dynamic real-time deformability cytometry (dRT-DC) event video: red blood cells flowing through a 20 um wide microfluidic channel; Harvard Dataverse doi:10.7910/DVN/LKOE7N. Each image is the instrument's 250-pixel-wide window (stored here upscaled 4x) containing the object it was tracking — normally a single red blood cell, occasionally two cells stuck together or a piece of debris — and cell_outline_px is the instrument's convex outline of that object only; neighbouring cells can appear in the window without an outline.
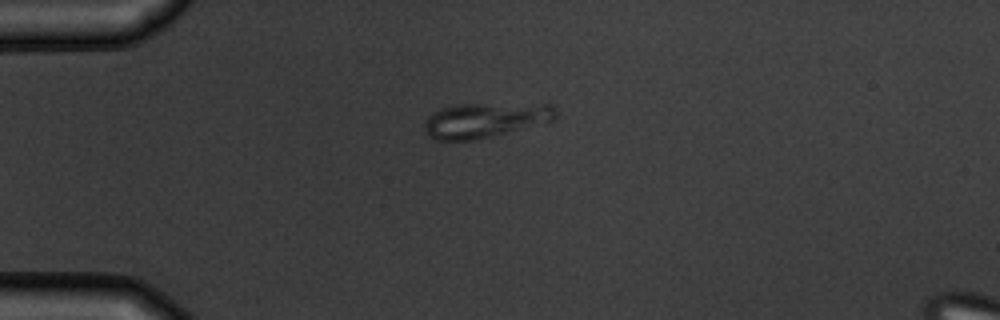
{"species": "common noctule bat (a hibernating species)", "species_latin": "Nyctalus noctula", "temperature_condition": "warm", "stored_images_in_passage": 3, "camera_frame_rate_fps": 3000, "um_per_image_px": 0.085, "animal": {"sex": "male", "body_mass_g": 19.5, "forearm_length_mm": 54.6}, "frame": {"image": 1, "passage_image": 1, "time_ms": 0.0, "image_size_px": [1000, 320], "cell_outline_px": [[556, 116], [552, 120], [472, 140], [436, 140], [428, 136], [424, 132], [424, 120], [432, 112], [440, 108], [452, 104], [552, 104], [556, 108]], "centroid_in_image_um": [41.13, 10.19], "position_along_channel_um": 43.9, "area_um2": 26.36}}
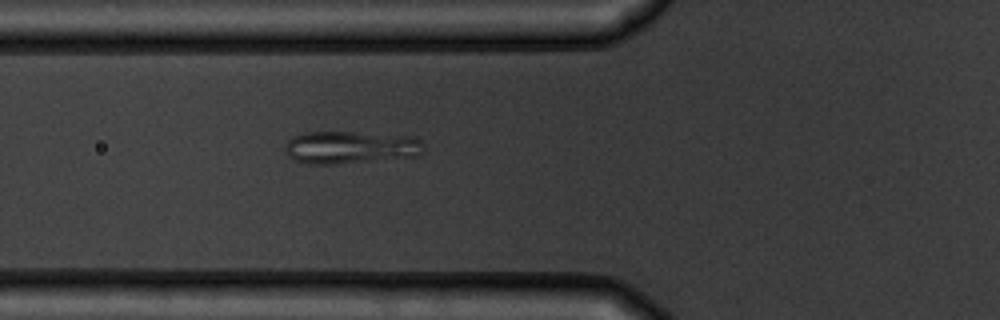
{"frame": {"image": 2, "passage_image": 3, "time_ms": 2.0, "image_size_px": [1000, 320], "cell_outline_px": [[424, 152], [416, 156], [336, 164], [308, 164], [296, 160], [288, 156], [284, 148], [288, 140], [292, 136], [304, 132], [352, 132], [412, 136], [420, 140]], "centroid_in_image_um": [29.76, 12.52], "position_along_channel_um": 96.0, "area_um2": 26.3}}